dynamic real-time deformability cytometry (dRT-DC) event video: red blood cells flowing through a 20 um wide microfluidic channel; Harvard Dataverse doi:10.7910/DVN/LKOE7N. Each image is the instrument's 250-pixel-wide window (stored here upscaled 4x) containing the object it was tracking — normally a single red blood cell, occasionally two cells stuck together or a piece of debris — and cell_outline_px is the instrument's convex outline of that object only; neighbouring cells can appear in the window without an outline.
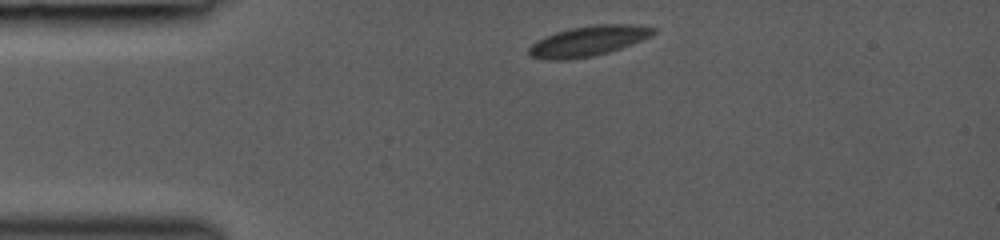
{"species": "common noctule bat (a hibernating species)", "species_latin": "Nyctalus noctula", "temperature_condition": "room temperature", "stored_images_in_passage": 3, "camera_frame_rate_fps": 3000, "um_per_image_px": 0.085, "animal": {"sex": "female", "body_mass_g": 19.0, "forearm_length_mm": 53.3}, "frame": {"image": 1, "passage_image": 1, "time_ms": 0.0, "image_size_px": [1000, 240], "cell_outline_px": [[656, 32], [652, 36], [620, 48], [608, 52], [592, 56], [568, 60], [548, 60], [528, 56], [528, 48], [532, 44], [544, 36], [556, 32], [572, 28], [596, 24], [632, 24], [656, 28]], "centroid_in_image_um": [49.98, 3.49], "position_along_channel_um": 35.0, "area_um2": 21.91}}